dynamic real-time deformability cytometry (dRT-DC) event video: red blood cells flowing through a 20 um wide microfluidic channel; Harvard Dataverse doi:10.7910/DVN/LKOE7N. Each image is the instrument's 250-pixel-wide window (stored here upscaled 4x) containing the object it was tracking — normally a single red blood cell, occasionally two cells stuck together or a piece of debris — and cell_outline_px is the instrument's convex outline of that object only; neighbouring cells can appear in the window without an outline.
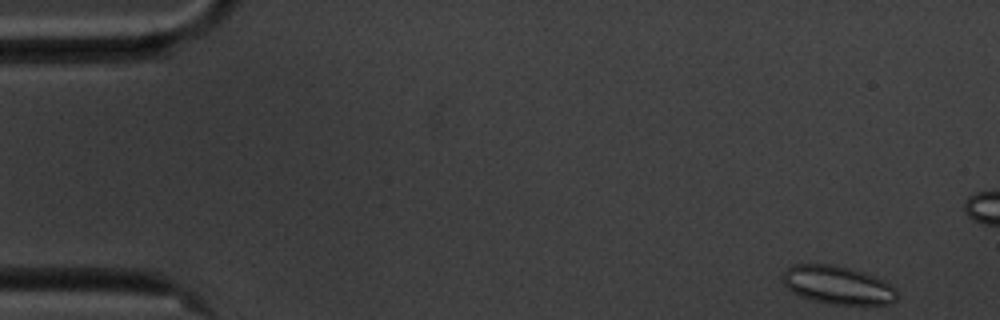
{"species": "common noctule bat (a hibernating species)", "species_latin": "Nyctalus noctula", "temperature_condition": "cold", "stored_images_in_passage": 55, "camera_frame_rate_fps": 3000, "um_per_image_px": 0.085, "animal": {"sex": "male", "body_mass_g": 20.1, "forearm_length_mm": 53.5}, "frame": {"image": 1, "passage_image": 1, "time_ms": 0.0, "image_size_px": [1000, 320], "cell_outline_px": [[896, 300], [892, 304], [828, 304], [812, 300], [800, 296], [792, 292], [780, 280], [780, 276], [792, 264], [828, 264], [848, 268], [884, 280], [892, 284], [896, 288]], "centroid_in_image_um": [71.17, 24.24], "position_along_channel_um": 13.8, "area_um2": 25.49}}
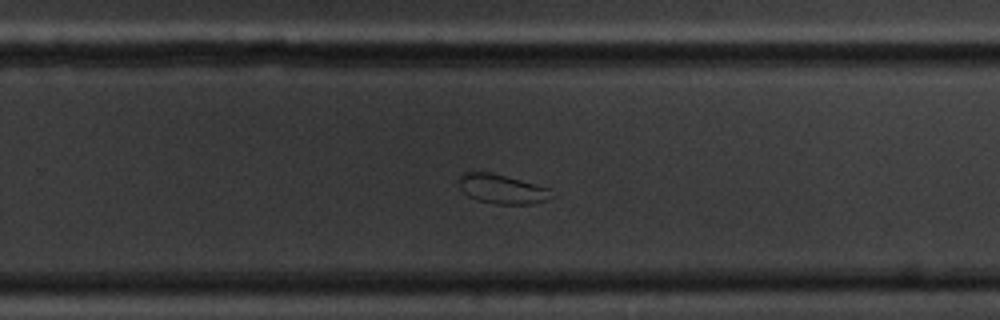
{"frame": {"image": 2, "passage_image": 34, "time_ms": 11.0, "image_size_px": [1000, 320], "cell_outline_px": [[556, 196], [544, 200], [528, 204], [496, 204], [476, 200], [468, 196], [460, 188], [460, 176], [464, 172], [492, 172], [536, 184], [548, 188]], "centroid_in_image_um": [42.67, 16.07], "position_along_channel_um": 287.1, "area_um2": 15.78}}
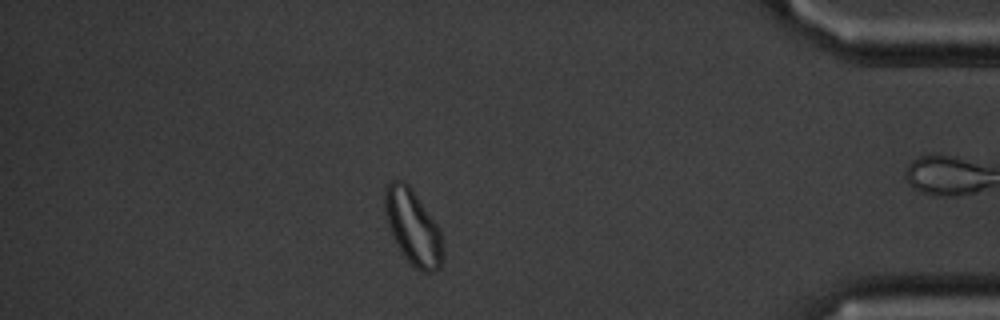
{"frame": {"image": 3, "passage_image": 47, "time_ms": 15.333, "image_size_px": [1000, 320], "cell_outline_px": [[444, 248], [440, 268], [432, 272], [420, 272], [404, 256], [388, 224], [384, 208], [384, 188], [392, 180], [404, 180], [412, 188], [436, 224], [440, 232]], "centroid_in_image_um": [35.1, 19.29], "position_along_channel_um": 400.1, "area_um2": 25.03}}